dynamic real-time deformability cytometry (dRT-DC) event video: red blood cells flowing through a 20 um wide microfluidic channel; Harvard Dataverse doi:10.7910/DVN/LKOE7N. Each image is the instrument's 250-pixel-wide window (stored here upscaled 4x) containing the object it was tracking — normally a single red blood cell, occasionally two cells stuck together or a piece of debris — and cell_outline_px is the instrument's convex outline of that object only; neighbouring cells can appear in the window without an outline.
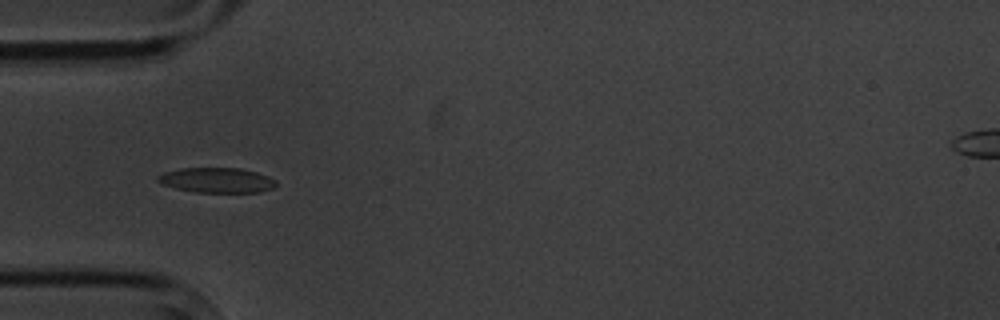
{"species": "common noctule bat (a hibernating species)", "species_latin": "Nyctalus noctula", "temperature_condition": "cold", "stored_images_in_passage": 6, "camera_frame_rate_fps": 3000, "um_per_image_px": 0.085, "animal": {"sex": "male", "body_mass_g": 20.1, "forearm_length_mm": 53.5}, "frame": {"image": 1, "passage_image": 4, "time_ms": 4.667, "image_size_px": [1000, 320], "cell_outline_px": [[276, 184], [272, 188], [260, 192], [196, 192], [176, 188], [160, 184], [156, 180], [156, 176], [164, 172], [180, 168], [240, 168], [256, 172], [268, 176], [276, 180]], "centroid_in_image_um": [18.39, 15.31], "position_along_channel_um": 66.6, "area_um2": 17.28}}
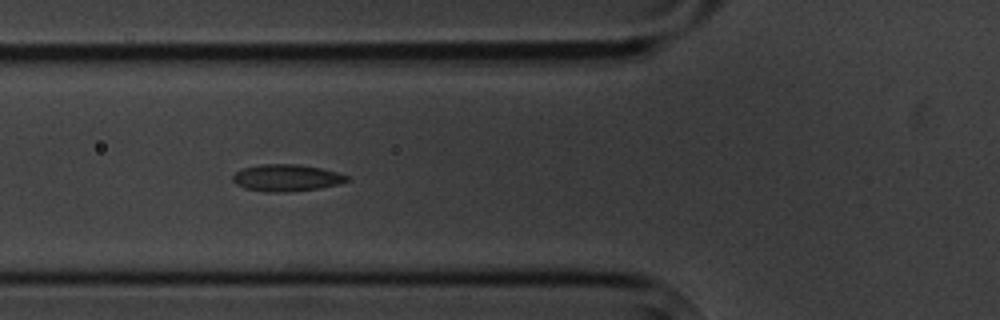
{"frame": {"image": 2, "passage_image": 5, "time_ms": 5.667, "image_size_px": [1000, 320], "cell_outline_px": [[348, 180], [336, 184], [316, 188], [288, 192], [268, 192], [244, 188], [236, 184], [232, 180], [232, 176], [240, 168], [260, 164], [296, 164], [320, 168], [336, 172], [348, 176]], "centroid_in_image_um": [24.27, 15.1], "position_along_channel_um": 101.5, "area_um2": 17.69}}
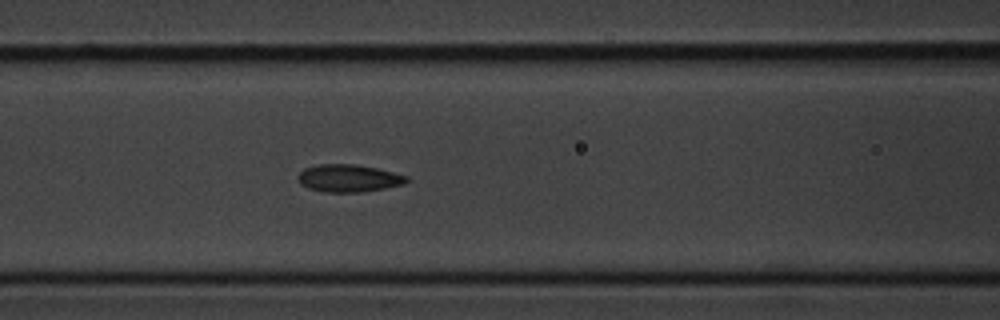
{"frame": {"image": 3, "passage_image": 6, "time_ms": 6.667, "image_size_px": [1000, 320], "cell_outline_px": [[408, 180], [404, 184], [384, 188], [360, 192], [324, 192], [308, 188], [300, 184], [296, 180], [296, 176], [304, 168], [320, 164], [356, 164], [376, 168], [408, 176]], "centroid_in_image_um": [29.58, 15.15], "position_along_channel_um": 137.0, "area_um2": 17.46}}